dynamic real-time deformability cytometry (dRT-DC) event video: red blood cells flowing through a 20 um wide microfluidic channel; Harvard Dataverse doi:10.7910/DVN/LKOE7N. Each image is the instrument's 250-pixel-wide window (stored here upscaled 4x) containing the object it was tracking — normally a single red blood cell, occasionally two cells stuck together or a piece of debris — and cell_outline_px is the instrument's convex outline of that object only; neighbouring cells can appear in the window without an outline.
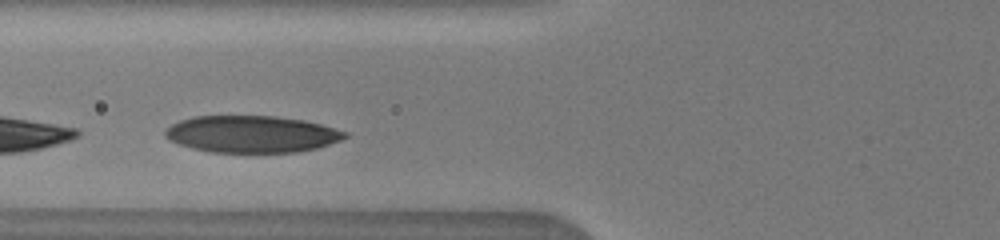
{"species": "human", "species_latin": "Homo sapiens", "temperature_condition": "warm", "stored_images_in_passage": 9, "camera_frame_rate_fps": 3000, "um_per_image_px": 0.085, "donor": {"sex": "male"}, "frame": {"image": 1, "passage_image": 8, "time_ms": 1.333, "image_size_px": [1000, 240], "cell_outline_px": [[348, 136], [340, 140], [316, 148], [296, 152], [212, 152], [192, 148], [168, 140], [164, 136], [164, 132], [172, 124], [180, 120], [192, 116], [276, 116], [304, 120], [320, 124], [348, 132]], "centroid_in_image_um": [21.37, 11.39], "position_along_channel_um": 104.4, "area_um2": 38.55}}